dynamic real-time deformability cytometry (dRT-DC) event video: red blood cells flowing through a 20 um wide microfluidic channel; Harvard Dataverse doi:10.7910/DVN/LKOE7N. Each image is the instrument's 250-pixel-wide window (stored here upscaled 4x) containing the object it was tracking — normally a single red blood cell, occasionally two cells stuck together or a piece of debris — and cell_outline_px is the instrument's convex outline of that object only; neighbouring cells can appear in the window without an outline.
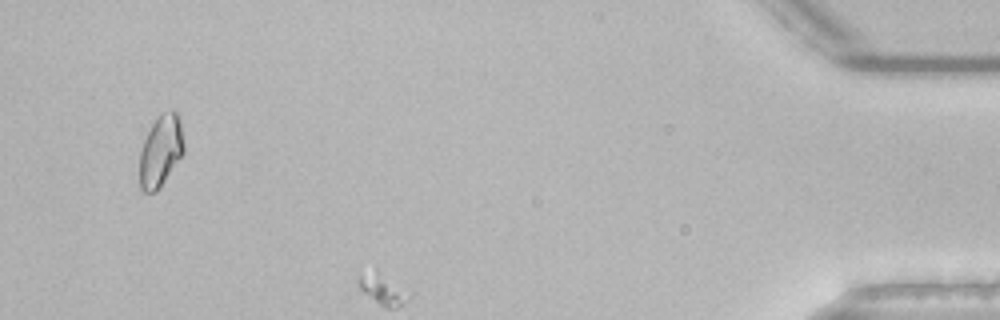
{"species": "common noctule bat (a hibernating species)", "species_latin": "Nyctalus noctula", "temperature_condition": "room temperature", "stored_images_in_passage": 35, "camera_frame_rate_fps": 3000, "um_per_image_px": 0.085, "animal": {"sex": "male", "body_mass_g": 21.5, "forearm_length_mm": 52.0}, "frame": {"image": 1, "passage_image": 33, "time_ms": 10.667, "image_size_px": [1000, 320], "cell_outline_px": [[184, 152], [160, 188], [156, 192], [144, 192], [140, 188], [140, 148], [152, 124], [164, 112], [172, 108], [180, 116], [184, 144]], "centroid_in_image_um": [13.67, 12.83], "position_along_channel_um": 421.5, "area_um2": 18.5}}